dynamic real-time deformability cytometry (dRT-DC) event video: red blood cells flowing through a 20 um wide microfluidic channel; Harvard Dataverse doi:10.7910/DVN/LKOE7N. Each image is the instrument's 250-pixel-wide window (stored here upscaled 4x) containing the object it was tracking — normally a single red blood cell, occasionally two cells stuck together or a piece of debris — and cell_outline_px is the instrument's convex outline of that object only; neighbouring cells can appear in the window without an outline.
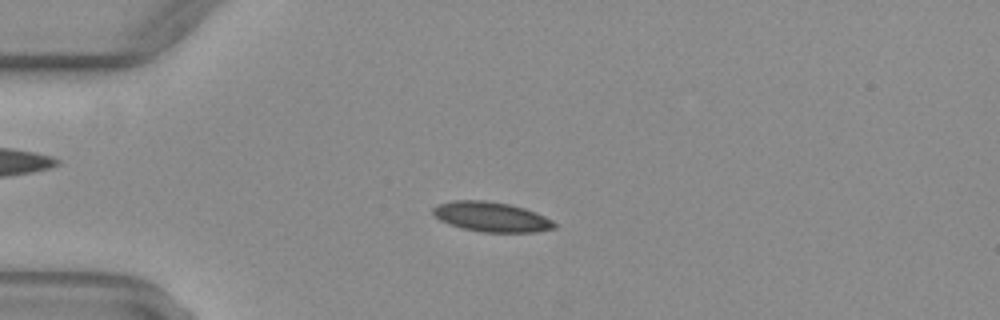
{"species": "common noctule bat (a hibernating species)", "species_latin": "Nyctalus noctula", "temperature_condition": "warm", "stored_images_in_passage": 51, "camera_frame_rate_fps": 3000, "um_per_image_px": 0.085, "animal": {"sex": "female", "body_mass_g": 29.2, "forearm_length_mm": 56.3}, "frame": {"image": 1, "passage_image": 13, "time_ms": 4.0, "image_size_px": [1000, 320], "cell_outline_px": [[556, 228], [536, 232], [484, 232], [464, 228], [440, 220], [432, 212], [432, 208], [436, 204], [452, 200], [484, 200], [508, 204], [524, 208], [536, 212], [552, 220], [556, 224]], "centroid_in_image_um": [41.78, 18.42], "position_along_channel_um": 43.2, "area_um2": 20.98}}
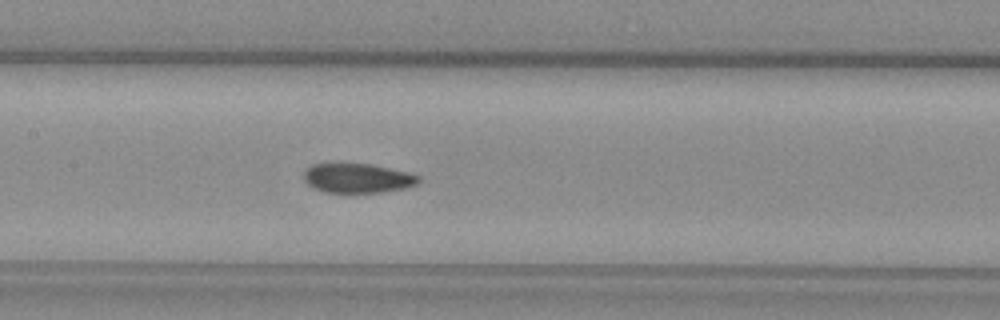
{"frame": {"image": 2, "passage_image": 25, "time_ms": 8.0, "image_size_px": [1000, 320], "cell_outline_px": [[420, 180], [416, 184], [404, 188], [384, 192], [324, 192], [312, 188], [304, 180], [304, 172], [312, 164], [368, 164], [408, 172], [420, 176]], "centroid_in_image_um": [30.38, 15.15], "position_along_channel_um": 177.0, "area_um2": 19.48}}
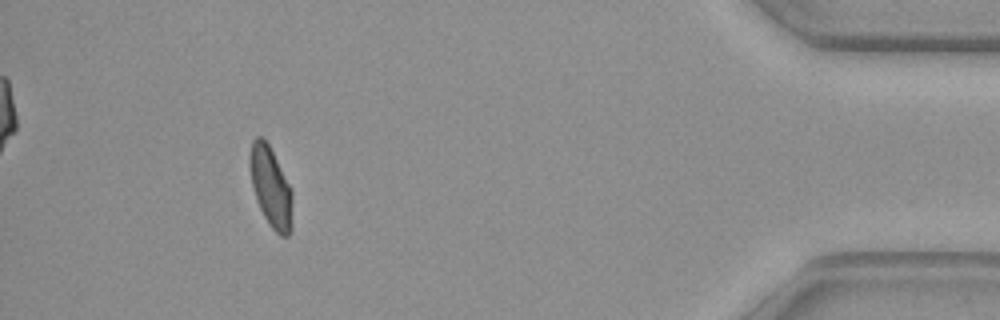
{"frame": {"image": 3, "passage_image": 47, "time_ms": 15.333, "image_size_px": [1000, 320], "cell_outline_px": [[292, 228], [288, 236], [280, 236], [272, 228], [264, 216], [260, 208], [252, 184], [248, 164], [252, 140], [256, 136], [260, 136], [268, 144], [292, 188]], "centroid_in_image_um": [23.03, 15.9], "position_along_channel_um": 412.2, "area_um2": 19.88}, "authors_computed_cell_mechanics": {"area_um2": 20.4034, "velocity_mm_per_s": 4.0334, "shape_relaxation_time_tau1_ms": null, "shape_relaxation_time_tau2_ms": 1.6307, "deformation_change_tau1": null, "deformation_change_tau2": 0.0565}}